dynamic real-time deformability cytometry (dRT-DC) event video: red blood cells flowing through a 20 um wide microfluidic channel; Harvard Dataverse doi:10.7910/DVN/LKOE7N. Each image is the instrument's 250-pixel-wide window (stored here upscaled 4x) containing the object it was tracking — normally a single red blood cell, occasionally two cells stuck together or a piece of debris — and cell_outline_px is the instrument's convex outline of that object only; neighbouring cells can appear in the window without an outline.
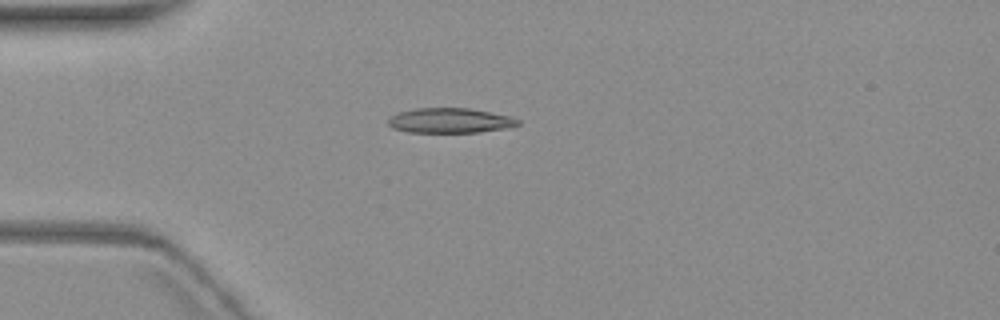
{"species": "common noctule bat (a hibernating species)", "species_latin": "Nyctalus noctula", "temperature_condition": "warm", "stored_images_in_passage": 4, "camera_frame_rate_fps": 3000, "um_per_image_px": 0.085, "animal": {"sex": "female", "body_mass_g": 19.3, "forearm_length_mm": 54.1}, "frame": {"image": 1, "passage_image": 3, "time_ms": 2.333, "image_size_px": [1000, 320], "cell_outline_px": [[520, 124], [504, 128], [480, 132], [408, 132], [392, 128], [388, 124], [388, 120], [392, 116], [400, 112], [416, 108], [472, 108], [508, 116], [520, 120]], "centroid_in_image_um": [38.24, 10.24], "position_along_channel_um": 46.8, "area_um2": 18.67}}